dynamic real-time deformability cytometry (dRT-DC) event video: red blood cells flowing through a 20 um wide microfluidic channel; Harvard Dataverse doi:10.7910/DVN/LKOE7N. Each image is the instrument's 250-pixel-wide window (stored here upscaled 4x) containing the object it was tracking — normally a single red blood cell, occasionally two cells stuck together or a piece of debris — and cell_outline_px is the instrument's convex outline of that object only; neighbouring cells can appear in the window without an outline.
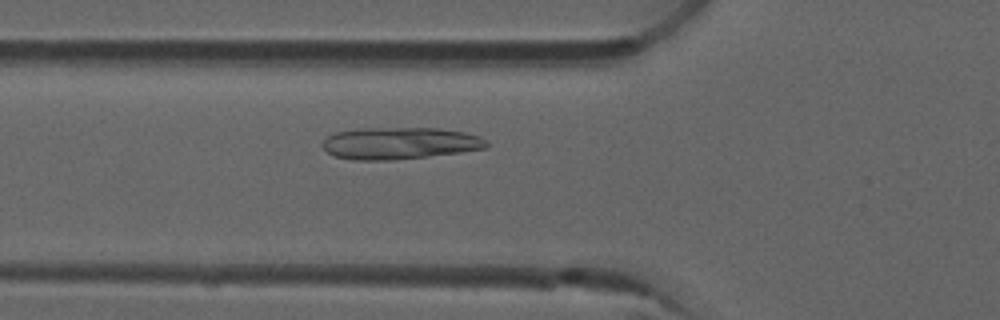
{"species": "common noctule bat (a hibernating species)", "species_latin": "Nyctalus noctula", "temperature_condition": "room temperature", "stored_images_in_passage": 51, "camera_frame_rate_fps": 3000, "um_per_image_px": 0.085, "animal": {"sex": "male", "forearm_length_mm": 52.5}, "frame": {"image": 1, "passage_image": 18, "time_ms": 5.667, "image_size_px": [1000, 320], "cell_outline_px": [[488, 148], [460, 152], [428, 156], [388, 160], [352, 160], [336, 156], [328, 152], [320, 144], [328, 136], [336, 132], [364, 128], [440, 128], [464, 132], [480, 136], [488, 144]], "centroid_in_image_um": [33.98, 12.17], "position_along_channel_um": 91.8, "area_um2": 30.4}}
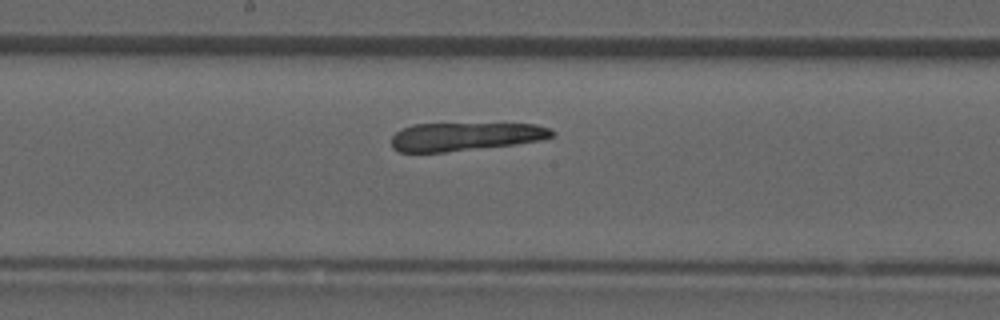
{"frame": {"image": 2, "passage_image": 27, "time_ms": 8.667, "image_size_px": [1000, 320], "cell_outline_px": [[556, 132], [552, 136], [540, 140], [512, 144], [444, 152], [400, 152], [392, 148], [392, 136], [396, 132], [412, 124], [536, 124], [552, 128]], "centroid_in_image_um": [39.54, 11.6], "position_along_channel_um": 208.7, "area_um2": 26.18}}
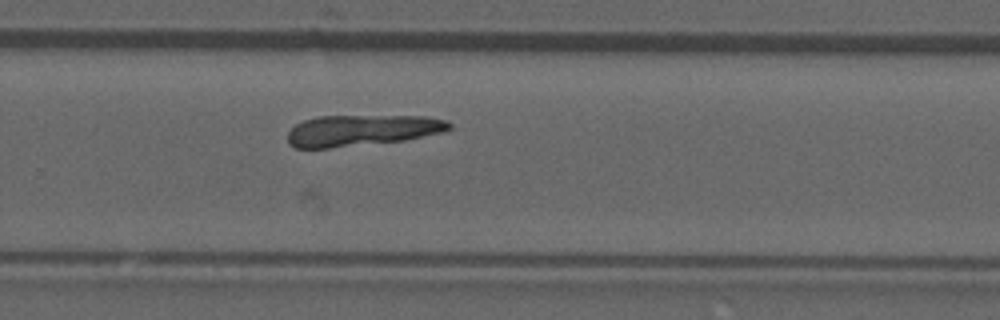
{"frame": {"image": 3, "passage_image": 34, "time_ms": 11.0, "image_size_px": [1000, 320], "cell_outline_px": [[452, 128], [444, 132], [404, 140], [328, 148], [296, 148], [288, 144], [288, 132], [296, 124], [304, 120], [320, 116], [424, 116], [448, 120], [452, 124]], "centroid_in_image_um": [30.78, 11.07], "position_along_channel_um": 299.0, "area_um2": 29.3}, "authors_computed_cell_mechanics": {"area_um2": 29.0156, "velocity_mm_per_s": 3.8925, "shape_relaxation_time_tau1_ms": null, "shape_relaxation_time_tau2_ms": 2.7797, "deformation_change_tau1": null, "deformation_change_tau2": 0.0891}}